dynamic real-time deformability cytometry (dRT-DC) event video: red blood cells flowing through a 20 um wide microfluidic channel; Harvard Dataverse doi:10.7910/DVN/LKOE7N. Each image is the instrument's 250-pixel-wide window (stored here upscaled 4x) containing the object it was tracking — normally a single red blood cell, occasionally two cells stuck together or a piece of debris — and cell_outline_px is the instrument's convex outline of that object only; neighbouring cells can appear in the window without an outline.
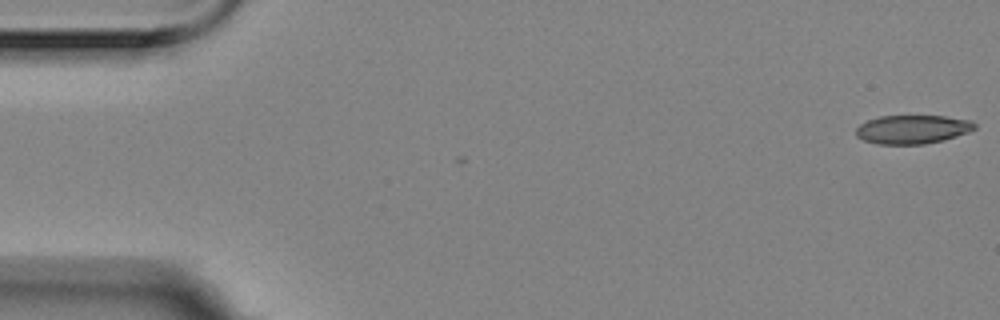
{"species": "Egyptian fruit bat (a non-hibernating species)", "species_latin": "Rousettus aegyptiacus", "temperature_condition": "room temperature", "stored_images_in_passage": 2, "camera_frame_rate_fps": 3000, "um_per_image_px": 0.085, "animal": {"sex": "female"}, "frame": {"image": 1, "passage_image": 2, "time_ms": 0.333, "image_size_px": [1000, 320], "cell_outline_px": [[976, 128], [968, 132], [944, 140], [924, 144], [880, 144], [864, 140], [856, 136], [856, 128], [860, 124], [868, 120], [880, 116], [944, 116], [972, 120], [976, 124]], "centroid_in_image_um": [77.58, 10.99], "position_along_channel_um": 7.4, "area_um2": 19.83}}